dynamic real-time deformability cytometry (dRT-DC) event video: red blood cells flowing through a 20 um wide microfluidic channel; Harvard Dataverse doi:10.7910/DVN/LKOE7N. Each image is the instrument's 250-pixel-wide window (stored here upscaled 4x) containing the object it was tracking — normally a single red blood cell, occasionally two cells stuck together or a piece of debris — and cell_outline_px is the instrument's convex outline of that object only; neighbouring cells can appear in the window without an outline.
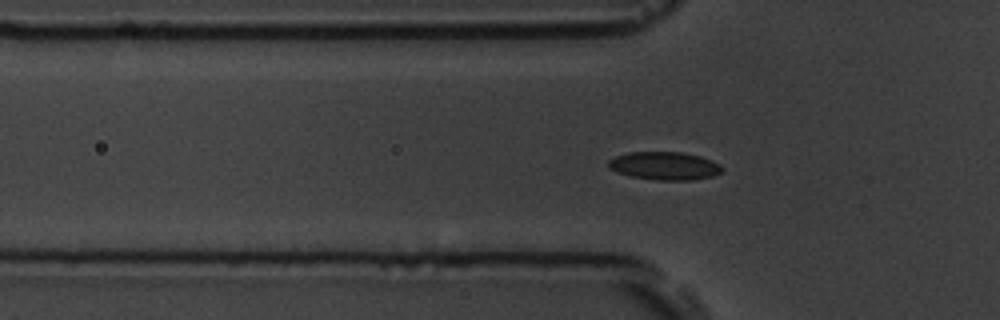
{"species": "common noctule bat (a hibernating species)", "species_latin": "Nyctalus noctula", "temperature_condition": "room temperature", "stored_images_in_passage": 57, "camera_frame_rate_fps": 3000, "um_per_image_px": 0.085, "animal": {"sex": "male", "body_mass_g": 19.5, "forearm_length_mm": 54.6}, "frame": {"image": 1, "passage_image": 18, "time_ms": 5.667, "image_size_px": [1000, 320], "cell_outline_px": [[724, 172], [712, 176], [692, 180], [656, 180], [632, 176], [616, 172], [608, 168], [608, 160], [616, 156], [628, 152], [680, 152], [700, 156], [712, 160], [720, 164], [724, 168]], "centroid_in_image_um": [56.51, 14.1], "position_along_channel_um": 69.3, "area_um2": 18.73}}
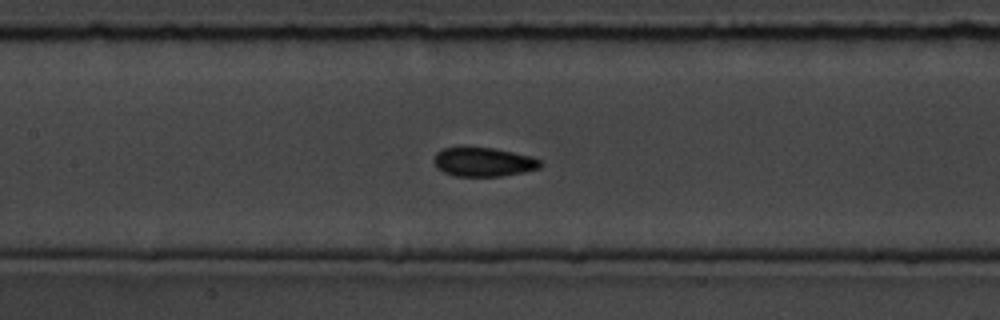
{"frame": {"image": 2, "passage_image": 26, "time_ms": 8.333, "image_size_px": [1000, 320], "cell_outline_px": [[540, 168], [524, 172], [500, 176], [456, 176], [444, 172], [436, 168], [432, 160], [436, 152], [440, 148], [492, 148], [532, 156], [540, 160]], "centroid_in_image_um": [41.05, 13.77], "position_along_channel_um": 166.3, "area_um2": 17.92}}
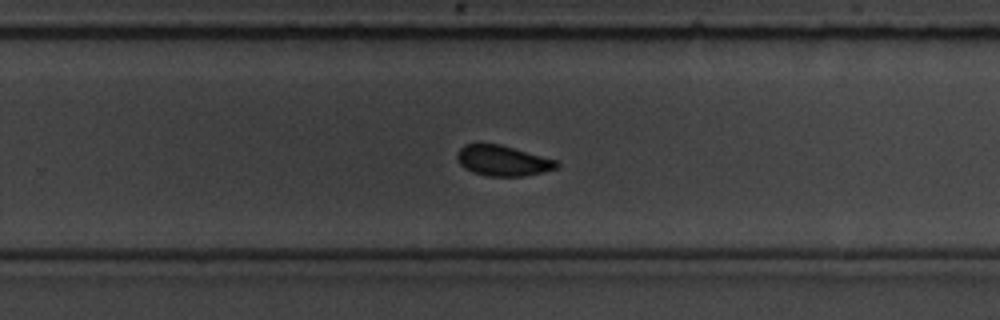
{"frame": {"image": 3, "passage_image": 36, "time_ms": 11.667, "image_size_px": [1000, 320], "cell_outline_px": [[560, 164], [556, 168], [524, 176], [488, 176], [472, 172], [464, 168], [460, 164], [456, 156], [460, 148], [464, 144], [500, 144], [556, 160]], "centroid_in_image_um": [42.7, 13.66], "position_along_channel_um": 287.1, "area_um2": 17.46}, "authors_computed_cell_mechanics": {"area_um2": 17.9758, "velocity_mm_per_s": 3.6406, "shape_relaxation_time_tau1_ms": 6.3856, "shape_relaxation_time_tau2_ms": 2.4733, "deformation_change_tau1": 0.1011, "deformation_change_tau2": 0.0532}}